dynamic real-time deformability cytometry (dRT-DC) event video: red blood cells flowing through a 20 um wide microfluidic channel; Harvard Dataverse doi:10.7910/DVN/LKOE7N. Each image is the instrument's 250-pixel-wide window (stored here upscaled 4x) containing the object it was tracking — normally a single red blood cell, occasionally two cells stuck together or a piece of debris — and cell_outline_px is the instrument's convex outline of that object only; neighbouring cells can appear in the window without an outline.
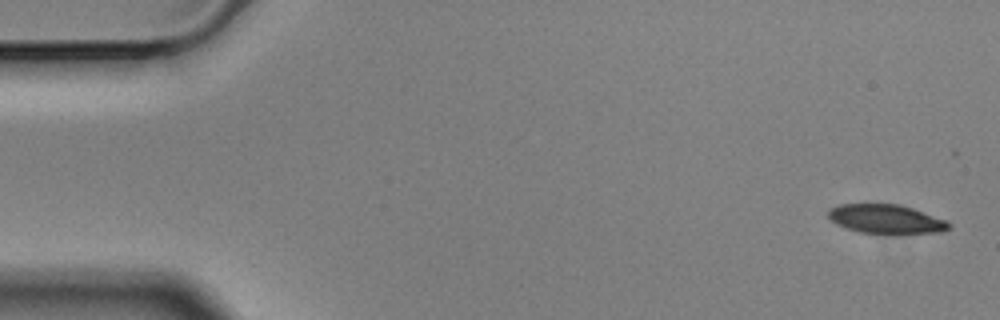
{"species": "Egyptian fruit bat (a non-hibernating species)", "species_latin": "Rousettus aegyptiacus", "temperature_condition": "cold", "stored_images_in_passage": 5, "camera_frame_rate_fps": 3000, "um_per_image_px": 0.085, "animal": {"sex": "male"}, "frame": {"image": 1, "passage_image": 1, "time_ms": 0.0, "image_size_px": [1000, 320], "cell_outline_px": [[952, 228], [940, 232], [860, 232], [836, 224], [828, 216], [828, 208], [840, 204], [900, 204], [948, 220], [952, 224]], "centroid_in_image_um": [75.33, 18.59], "position_along_channel_um": 9.7, "area_um2": 20.06}}